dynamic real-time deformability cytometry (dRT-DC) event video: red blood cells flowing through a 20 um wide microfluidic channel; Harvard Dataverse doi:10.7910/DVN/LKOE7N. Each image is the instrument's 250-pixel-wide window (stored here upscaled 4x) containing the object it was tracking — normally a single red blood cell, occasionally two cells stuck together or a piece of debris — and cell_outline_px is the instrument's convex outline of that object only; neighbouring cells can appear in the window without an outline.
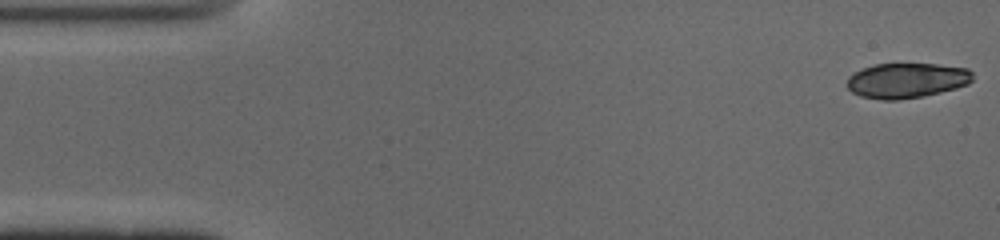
{"species": "common noctule bat (a hibernating species)", "species_latin": "Nyctalus noctula", "temperature_condition": "cold", "stored_images_in_passage": 50, "camera_frame_rate_fps": 3000, "um_per_image_px": 0.085, "animal": {"sex": "male", "body_mass_g": 19.0, "forearm_length_mm": 50.8}, "frame": {"image": 1, "passage_image": 1, "time_ms": 0.0, "image_size_px": [1000, 240], "cell_outline_px": [[972, 80], [968, 84], [956, 88], [924, 96], [896, 100], [884, 100], [860, 96], [852, 92], [848, 88], [848, 76], [864, 68], [876, 64], [936, 64], [968, 68], [972, 72]], "centroid_in_image_um": [77.08, 6.84], "position_along_channel_um": 7.9, "area_um2": 25.55}}
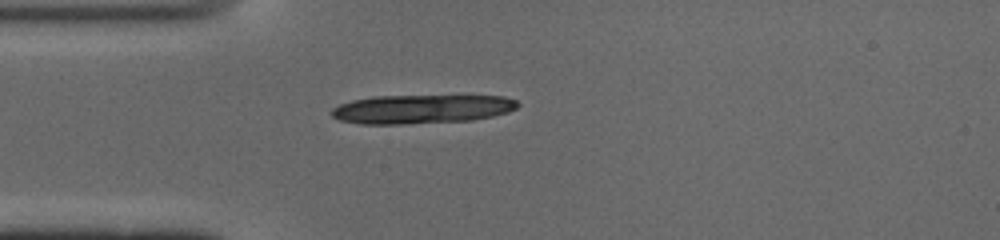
{"frame": {"image": 2, "passage_image": 13, "time_ms": 4.0, "image_size_px": [1000, 240], "cell_outline_px": [[520, 104], [516, 108], [508, 112], [492, 116], [472, 120], [400, 124], [360, 124], [340, 120], [332, 116], [328, 112], [332, 108], [340, 104], [352, 100], [372, 96], [504, 96], [516, 100]], "centroid_in_image_um": [35.8, 9.27], "position_along_channel_um": 49.2, "area_um2": 31.39}}